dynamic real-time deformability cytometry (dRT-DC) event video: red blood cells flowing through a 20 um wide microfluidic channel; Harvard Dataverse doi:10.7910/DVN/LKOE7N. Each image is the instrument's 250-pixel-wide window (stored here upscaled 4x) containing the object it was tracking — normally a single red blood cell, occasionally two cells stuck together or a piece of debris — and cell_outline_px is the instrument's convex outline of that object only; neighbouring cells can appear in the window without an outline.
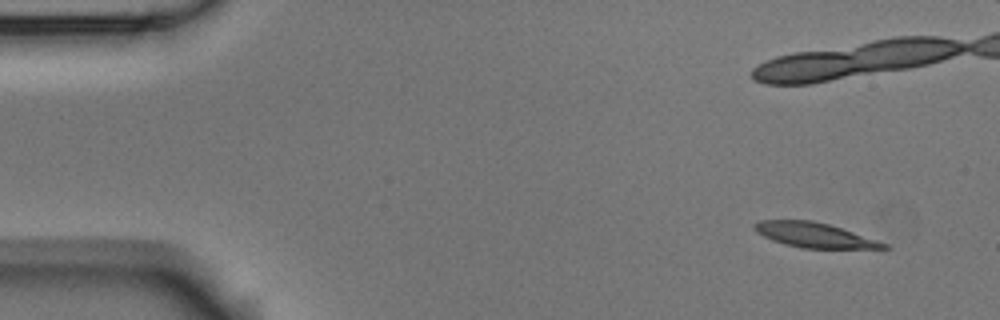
{"species": "Egyptian fruit bat (a non-hibernating species)", "species_latin": "Rousettus aegyptiacus", "temperature_condition": "room temperature", "stored_images_in_passage": 13, "camera_frame_rate_fps": 3000, "um_per_image_px": 0.085, "animal": {"sex": "male"}, "frame": {"image": 1, "passage_image": 1, "time_ms": 0.0, "image_size_px": [1000, 320], "cell_outline_px": [[888, 248], [800, 248], [784, 244], [772, 240], [756, 232], [752, 228], [752, 224], [760, 220], [812, 220], [828, 224], [888, 244]], "centroid_in_image_um": [69.13, 19.97], "position_along_channel_um": 15.9, "area_um2": 18.44}}